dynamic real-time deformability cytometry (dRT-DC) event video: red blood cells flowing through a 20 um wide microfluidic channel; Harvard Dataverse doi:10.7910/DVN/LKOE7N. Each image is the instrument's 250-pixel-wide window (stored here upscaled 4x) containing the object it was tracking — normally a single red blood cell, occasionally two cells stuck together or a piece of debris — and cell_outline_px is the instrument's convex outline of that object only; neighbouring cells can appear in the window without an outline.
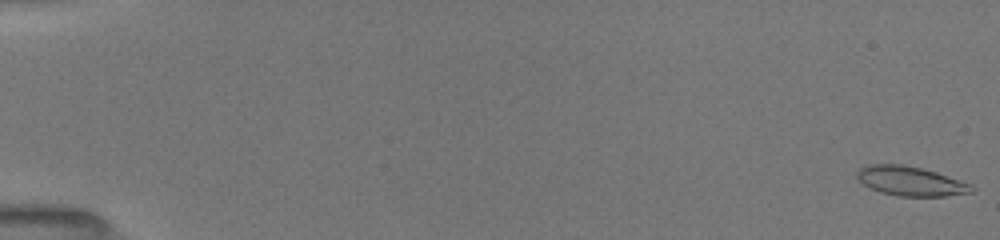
{"species": "common noctule bat (a hibernating species)", "species_latin": "Nyctalus noctula", "temperature_condition": "room temperature", "stored_images_in_passage": 52, "camera_frame_rate_fps": 3000, "um_per_image_px": 0.085, "animal": {"sex": "female", "body_mass_g": 19.5, "forearm_length_mm": 54.1}, "frame": {"image": 1, "passage_image": 1, "time_ms": 0.0, "image_size_px": [1000, 240], "cell_outline_px": [[976, 188], [972, 192], [944, 196], [896, 196], [880, 192], [864, 184], [856, 176], [856, 172], [860, 168], [872, 164], [900, 164], [920, 168], [936, 172], [968, 184]], "centroid_in_image_um": [77.36, 15.4], "position_along_channel_um": 7.6, "area_um2": 19.25}}
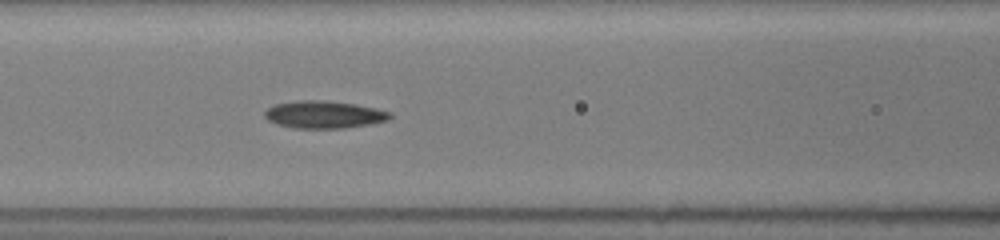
{"frame": {"image": 2, "passage_image": 24, "time_ms": 7.667, "image_size_px": [1000, 240], "cell_outline_px": [[392, 116], [388, 120], [372, 124], [344, 128], [296, 128], [280, 124], [268, 120], [264, 116], [264, 112], [268, 108], [276, 104], [304, 100], [320, 100], [356, 104], [376, 108], [392, 112]], "centroid_in_image_um": [27.6, 9.74], "position_along_channel_um": 139.0, "area_um2": 19.88}}
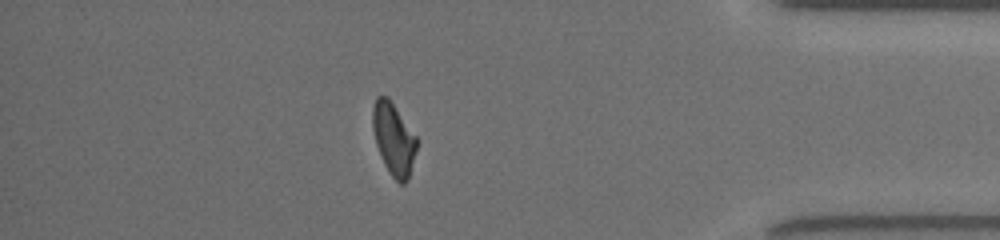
{"frame": {"image": 3, "passage_image": 46, "time_ms": 15.0, "image_size_px": [1000, 240], "cell_outline_px": [[416, 152], [408, 180], [404, 184], [400, 184], [388, 172], [380, 156], [376, 144], [372, 128], [372, 108], [376, 96], [388, 96], [416, 136]], "centroid_in_image_um": [33.44, 11.81], "position_along_channel_um": 401.8, "area_um2": 18.61}, "authors_computed_cell_mechanics": {"area_um2": 19.2185, "velocity_mm_per_s": 4.0136, "shape_relaxation_time_tau1_ms": 6.6015, "shape_relaxation_time_tau2_ms": 4.1822, "deformation_change_tau1": 0.1883, "deformation_change_tau2": 0.11}}